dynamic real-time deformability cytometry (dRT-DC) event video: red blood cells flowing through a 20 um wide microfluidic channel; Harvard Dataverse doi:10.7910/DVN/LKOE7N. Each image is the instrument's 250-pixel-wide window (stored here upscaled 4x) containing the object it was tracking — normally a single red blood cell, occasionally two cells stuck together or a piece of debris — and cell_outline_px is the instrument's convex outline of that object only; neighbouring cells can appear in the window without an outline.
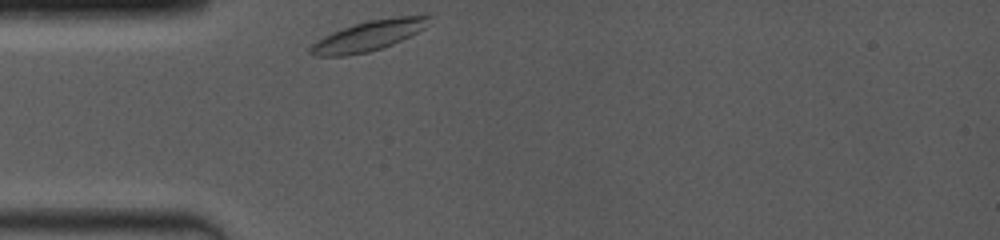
{"species": "common noctule bat (a hibernating species)", "species_latin": "Nyctalus noctula", "temperature_condition": "room temperature", "stored_images_in_passage": 33, "camera_frame_rate_fps": 4000, "um_per_image_px": 0.085, "animal": {"sex": "female", "body_mass_g": 19.0, "forearm_length_mm": 53.3}, "frame": {"image": 1, "passage_image": 1, "time_ms": 0.0, "image_size_px": [1000, 240], "cell_outline_px": [[432, 16], [424, 28], [392, 44], [368, 52], [344, 56], [316, 56], [308, 52], [308, 48], [316, 40], [332, 32], [368, 20], [396, 16]], "centroid_in_image_um": [31.26, 3.05], "position_along_channel_um": 53.7, "area_um2": 20.46}}
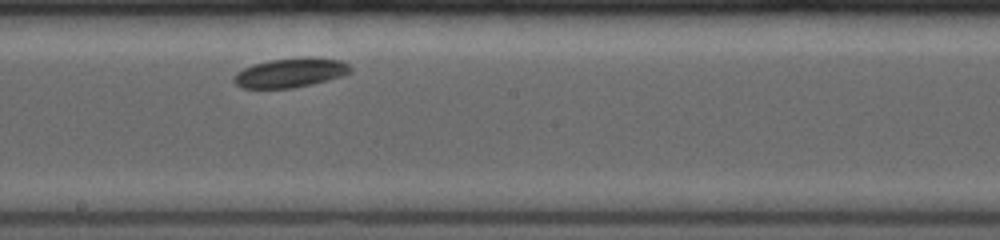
{"frame": {"image": 2, "passage_image": 16, "time_ms": 4.75, "image_size_px": [1000, 240], "cell_outline_px": [[352, 72], [344, 76], [312, 84], [292, 88], [244, 88], [236, 84], [232, 80], [236, 72], [252, 64], [272, 60], [308, 56], [344, 60], [352, 68]], "centroid_in_image_um": [24.74, 6.17], "position_along_channel_um": 223.5, "area_um2": 20.17}}
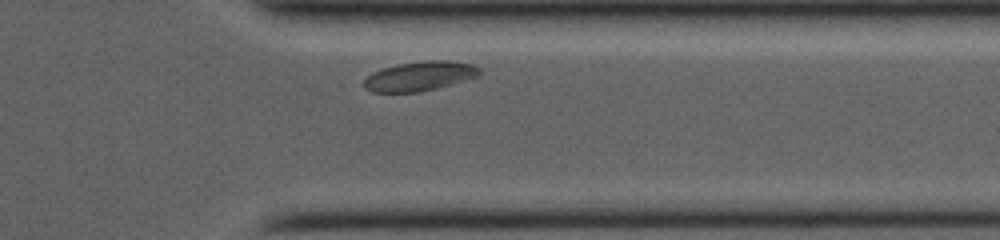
{"frame": {"image": 3, "passage_image": 29, "time_ms": 8.75, "image_size_px": [1000, 240], "cell_outline_px": [[480, 76], [436, 88], [420, 92], [372, 92], [364, 88], [364, 80], [372, 72], [396, 64], [428, 60], [448, 60], [472, 64], [480, 68]], "centroid_in_image_um": [35.68, 6.47], "position_along_channel_um": 375.7, "area_um2": 19.83}, "authors_computed_cell_mechanics": {"area_um2": 19.7676, "velocity_mm_per_s": 3.7704, "shape_relaxation_time_tau1_ms": 3.6077, "shape_relaxation_time_tau2_ms": null, "deformation_change_tau1": 0.0389, "deformation_change_tau2": null}}